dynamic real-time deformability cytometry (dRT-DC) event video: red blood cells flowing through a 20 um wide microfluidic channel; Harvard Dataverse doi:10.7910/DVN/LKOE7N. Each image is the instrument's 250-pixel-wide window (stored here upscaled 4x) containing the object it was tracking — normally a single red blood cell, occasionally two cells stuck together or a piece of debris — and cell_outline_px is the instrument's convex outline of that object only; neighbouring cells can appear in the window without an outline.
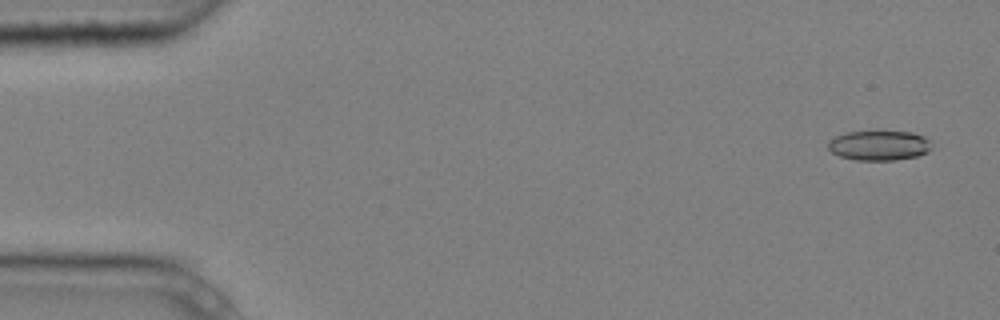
{"species": "common noctule bat (a hibernating species)", "species_latin": "Nyctalus noctula", "temperature_condition": "cold", "stored_images_in_passage": 4, "camera_frame_rate_fps": 3000, "um_per_image_px": 0.085, "animal": {"sex": "male", "body_mass_g": 20.4}, "frame": {"image": 1, "passage_image": 1, "time_ms": 0.0, "image_size_px": [1000, 320], "cell_outline_px": [[932, 148], [928, 152], [916, 156], [896, 160], [856, 160], [840, 156], [832, 152], [828, 148], [828, 140], [836, 136], [848, 132], [912, 132], [924, 136], [932, 144]], "centroid_in_image_um": [74.74, 12.37], "position_along_channel_um": 10.3, "area_um2": 17.92}}